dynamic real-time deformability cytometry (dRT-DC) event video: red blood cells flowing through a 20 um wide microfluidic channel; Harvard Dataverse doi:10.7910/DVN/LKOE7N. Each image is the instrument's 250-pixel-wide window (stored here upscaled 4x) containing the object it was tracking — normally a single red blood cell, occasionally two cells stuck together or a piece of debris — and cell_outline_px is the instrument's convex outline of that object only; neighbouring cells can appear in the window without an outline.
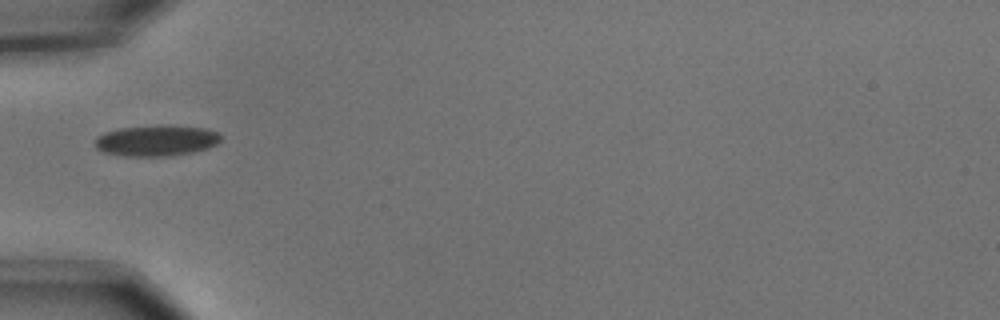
{"species": "common noctule bat (a hibernating species)", "species_latin": "Nyctalus noctula", "temperature_condition": "cold", "stored_images_in_passage": 3, "camera_frame_rate_fps": 3000, "um_per_image_px": 0.085, "animal": {"sex": "male", "body_mass_g": 15.6}, "frame": {"image": 1, "passage_image": 1, "time_ms": 0.0, "image_size_px": [1000, 320], "cell_outline_px": [[220, 140], [216, 144], [208, 148], [192, 152], [172, 156], [124, 156], [104, 152], [96, 148], [92, 144], [96, 136], [104, 132], [120, 128], [156, 124], [168, 124], [204, 128], [216, 132], [220, 136]], "centroid_in_image_um": [13.23, 11.93], "position_along_channel_um": 71.8, "area_um2": 23.12}}
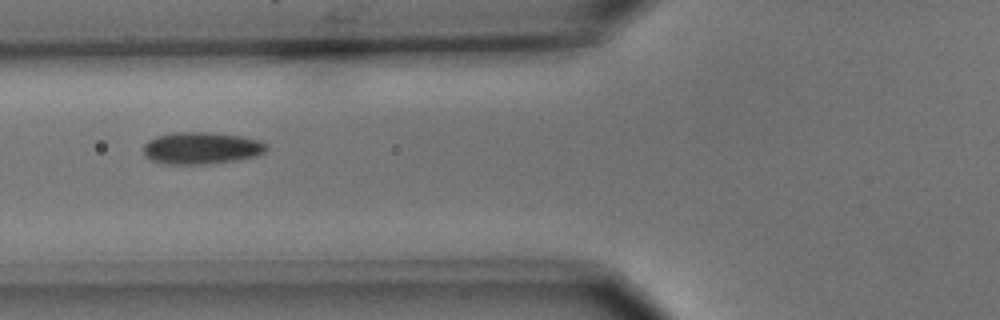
{"frame": {"image": 2, "passage_image": 2, "time_ms": 0.333, "image_size_px": [1000, 320], "cell_outline_px": [[268, 148], [264, 152], [256, 156], [236, 160], [208, 164], [168, 164], [152, 160], [144, 152], [144, 144], [148, 140], [156, 136], [172, 132], [208, 132], [244, 136], [260, 140], [268, 144]], "centroid_in_image_um": [17.16, 12.57], "position_along_channel_um": 108.6, "area_um2": 23.06}}
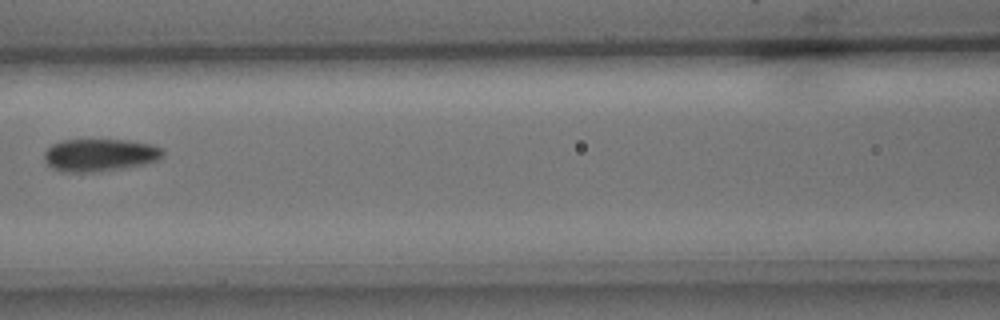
{"frame": {"image": 3, "passage_image": 3, "time_ms": 0.667, "image_size_px": [1000, 320], "cell_outline_px": [[164, 156], [156, 160], [144, 164], [116, 168], [84, 172], [64, 172], [52, 168], [44, 160], [44, 152], [52, 144], [60, 140], [128, 140], [152, 144], [164, 148]], "centroid_in_image_um": [8.48, 13.15], "position_along_channel_um": 158.1, "area_um2": 22.31}}